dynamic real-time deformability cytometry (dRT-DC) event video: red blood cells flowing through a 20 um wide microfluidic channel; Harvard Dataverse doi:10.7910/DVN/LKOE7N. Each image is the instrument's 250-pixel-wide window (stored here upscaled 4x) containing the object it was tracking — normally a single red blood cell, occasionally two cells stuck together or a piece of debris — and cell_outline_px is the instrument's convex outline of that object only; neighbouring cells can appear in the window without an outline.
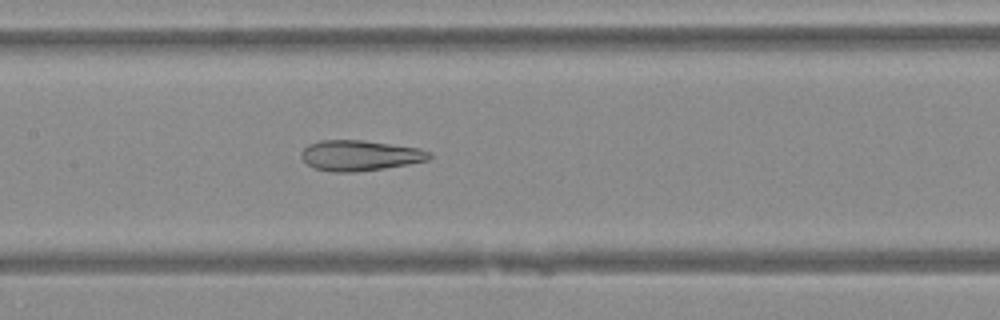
{"species": "Egyptian fruit bat (a non-hibernating species)", "species_latin": "Rousettus aegyptiacus", "temperature_condition": "warm", "stored_images_in_passage": 43, "camera_frame_rate_fps": 3000, "um_per_image_px": 0.085, "animal": {"sex": "female"}, "frame": {"image": 1, "passage_image": 18, "time_ms": 5.667, "image_size_px": [1000, 320], "cell_outline_px": [[432, 156], [428, 160], [408, 164], [384, 168], [352, 172], [332, 172], [316, 168], [308, 164], [300, 156], [300, 152], [308, 144], [320, 140], [364, 140], [420, 148], [428, 152]], "centroid_in_image_um": [30.57, 13.2], "position_along_channel_um": 176.8, "area_um2": 22.66}}
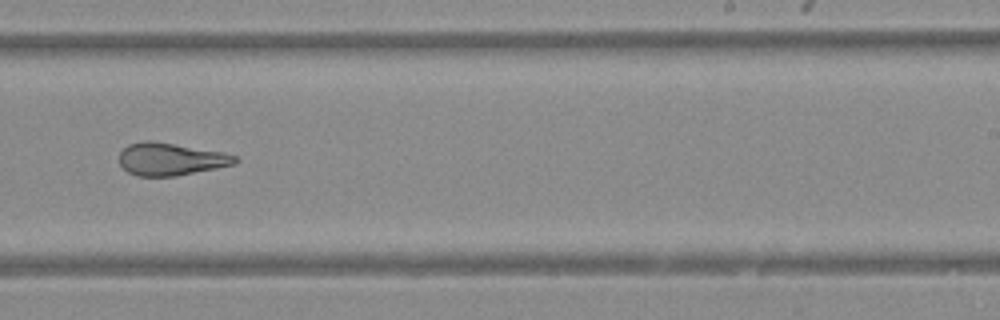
{"frame": {"image": 2, "passage_image": 25, "time_ms": 8.0, "image_size_px": [1000, 320], "cell_outline_px": [[240, 160], [236, 164], [176, 176], [136, 176], [128, 172], [120, 164], [120, 152], [128, 144], [144, 140], [148, 140], [224, 152], [236, 156]], "centroid_in_image_um": [14.52, 13.53], "position_along_channel_um": 274.5, "area_um2": 21.91}}
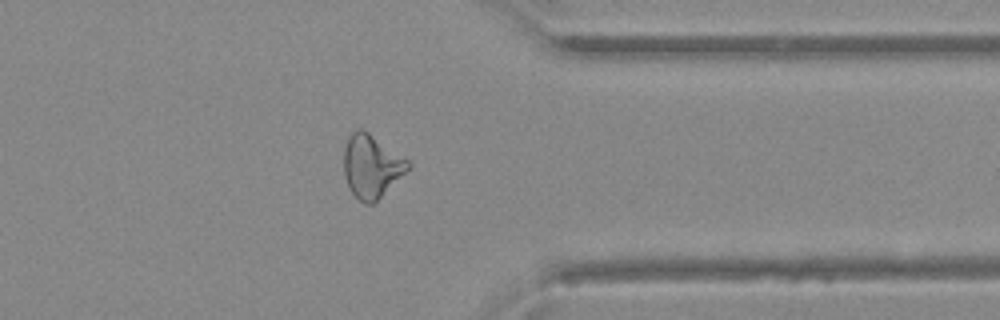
{"frame": {"image": 3, "passage_image": 33, "time_ms": 10.667, "image_size_px": [1000, 320], "cell_outline_px": [[412, 164], [372, 204], [364, 204], [352, 192], [344, 176], [344, 148], [348, 136], [356, 128], [360, 128], [368, 132], [408, 160]], "centroid_in_image_um": [31.53, 14.09], "position_along_channel_um": 379.9, "area_um2": 22.95}}